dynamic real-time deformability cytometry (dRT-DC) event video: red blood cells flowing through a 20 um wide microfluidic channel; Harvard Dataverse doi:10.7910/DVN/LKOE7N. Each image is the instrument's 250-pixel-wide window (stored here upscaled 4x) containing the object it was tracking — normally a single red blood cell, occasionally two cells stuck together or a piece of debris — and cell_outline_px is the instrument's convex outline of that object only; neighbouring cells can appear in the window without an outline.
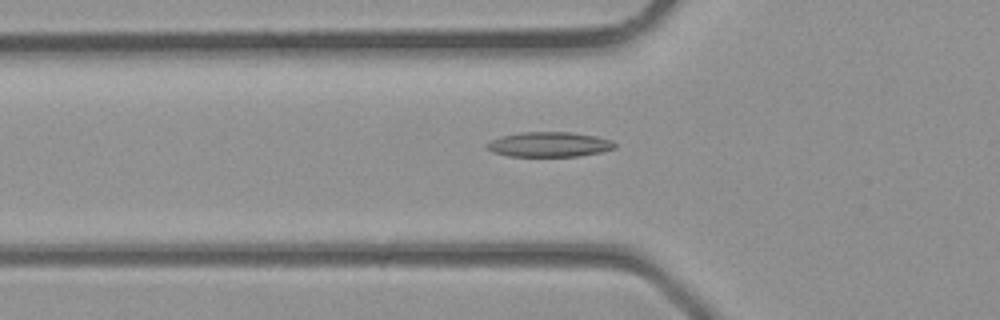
{"species": "common noctule bat (a hibernating species)", "species_latin": "Nyctalus noctula", "temperature_condition": "room temperature", "stored_images_in_passage": 6, "camera_frame_rate_fps": 3000, "um_per_image_px": 0.085, "animal": {"sex": "male", "body_mass_g": 23.1, "forearm_length_mm": 52.7}, "frame": {"image": 1, "passage_image": 6, "time_ms": 1.667, "image_size_px": [1000, 320], "cell_outline_px": [[616, 148], [600, 152], [580, 156], [508, 156], [492, 152], [484, 144], [500, 136], [520, 132], [572, 132], [596, 136], [612, 140], [616, 144]], "centroid_in_image_um": [46.68, 12.27], "position_along_channel_um": 79.1, "area_um2": 18.67}}